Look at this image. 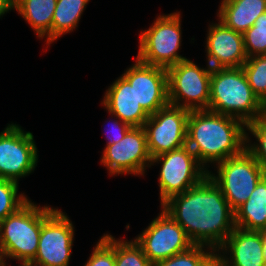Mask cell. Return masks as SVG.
Returning <instances> with one entry per match:
<instances>
[{
	"instance_id": "1",
	"label": "cell",
	"mask_w": 266,
	"mask_h": 266,
	"mask_svg": "<svg viewBox=\"0 0 266 266\" xmlns=\"http://www.w3.org/2000/svg\"><path fill=\"white\" fill-rule=\"evenodd\" d=\"M161 206L194 245L208 246L216 253L236 227L235 212L209 176L185 192L171 196Z\"/></svg>"
},
{
	"instance_id": "2",
	"label": "cell",
	"mask_w": 266,
	"mask_h": 266,
	"mask_svg": "<svg viewBox=\"0 0 266 266\" xmlns=\"http://www.w3.org/2000/svg\"><path fill=\"white\" fill-rule=\"evenodd\" d=\"M246 125L239 119L209 110L190 111L187 143L200 164L220 163L246 148Z\"/></svg>"
},
{
	"instance_id": "3",
	"label": "cell",
	"mask_w": 266,
	"mask_h": 266,
	"mask_svg": "<svg viewBox=\"0 0 266 266\" xmlns=\"http://www.w3.org/2000/svg\"><path fill=\"white\" fill-rule=\"evenodd\" d=\"M208 110L245 125L266 115L265 105L254 94L242 67L212 69Z\"/></svg>"
},
{
	"instance_id": "4",
	"label": "cell",
	"mask_w": 266,
	"mask_h": 266,
	"mask_svg": "<svg viewBox=\"0 0 266 266\" xmlns=\"http://www.w3.org/2000/svg\"><path fill=\"white\" fill-rule=\"evenodd\" d=\"M28 200L0 222V257L13 258L27 266L38 250L42 223L55 211Z\"/></svg>"
},
{
	"instance_id": "5",
	"label": "cell",
	"mask_w": 266,
	"mask_h": 266,
	"mask_svg": "<svg viewBox=\"0 0 266 266\" xmlns=\"http://www.w3.org/2000/svg\"><path fill=\"white\" fill-rule=\"evenodd\" d=\"M180 12L159 15L148 30L141 32L137 59L168 69L187 58L177 51L181 46Z\"/></svg>"
},
{
	"instance_id": "6",
	"label": "cell",
	"mask_w": 266,
	"mask_h": 266,
	"mask_svg": "<svg viewBox=\"0 0 266 266\" xmlns=\"http://www.w3.org/2000/svg\"><path fill=\"white\" fill-rule=\"evenodd\" d=\"M217 175L208 176L221 189L223 196L235 212L248 200L257 183L266 174L263 167L245 148L240 154L217 164Z\"/></svg>"
},
{
	"instance_id": "7",
	"label": "cell",
	"mask_w": 266,
	"mask_h": 266,
	"mask_svg": "<svg viewBox=\"0 0 266 266\" xmlns=\"http://www.w3.org/2000/svg\"><path fill=\"white\" fill-rule=\"evenodd\" d=\"M211 71L210 66L200 68L189 59L169 67L167 69L169 104L189 111L208 110Z\"/></svg>"
},
{
	"instance_id": "8",
	"label": "cell",
	"mask_w": 266,
	"mask_h": 266,
	"mask_svg": "<svg viewBox=\"0 0 266 266\" xmlns=\"http://www.w3.org/2000/svg\"><path fill=\"white\" fill-rule=\"evenodd\" d=\"M155 162L162 163L158 180L161 204L198 185L208 176L209 170L200 164L187 145L151 158L150 166Z\"/></svg>"
},
{
	"instance_id": "9",
	"label": "cell",
	"mask_w": 266,
	"mask_h": 266,
	"mask_svg": "<svg viewBox=\"0 0 266 266\" xmlns=\"http://www.w3.org/2000/svg\"><path fill=\"white\" fill-rule=\"evenodd\" d=\"M189 113L185 108L168 104L149 116L143 128L151 158L186 145Z\"/></svg>"
},
{
	"instance_id": "10",
	"label": "cell",
	"mask_w": 266,
	"mask_h": 266,
	"mask_svg": "<svg viewBox=\"0 0 266 266\" xmlns=\"http://www.w3.org/2000/svg\"><path fill=\"white\" fill-rule=\"evenodd\" d=\"M37 147L31 132L17 124H8L0 133V178L19 183V179L35 170Z\"/></svg>"
},
{
	"instance_id": "11",
	"label": "cell",
	"mask_w": 266,
	"mask_h": 266,
	"mask_svg": "<svg viewBox=\"0 0 266 266\" xmlns=\"http://www.w3.org/2000/svg\"><path fill=\"white\" fill-rule=\"evenodd\" d=\"M135 242L153 265L185 252L194 245L185 230L163 209L151 224L135 237Z\"/></svg>"
},
{
	"instance_id": "12",
	"label": "cell",
	"mask_w": 266,
	"mask_h": 266,
	"mask_svg": "<svg viewBox=\"0 0 266 266\" xmlns=\"http://www.w3.org/2000/svg\"><path fill=\"white\" fill-rule=\"evenodd\" d=\"M74 226L58 208L42 223L38 250L27 266H69Z\"/></svg>"
},
{
	"instance_id": "13",
	"label": "cell",
	"mask_w": 266,
	"mask_h": 266,
	"mask_svg": "<svg viewBox=\"0 0 266 266\" xmlns=\"http://www.w3.org/2000/svg\"><path fill=\"white\" fill-rule=\"evenodd\" d=\"M101 163L107 167L109 175H143L151 163L143 127H131L122 140L106 146Z\"/></svg>"
},
{
	"instance_id": "14",
	"label": "cell",
	"mask_w": 266,
	"mask_h": 266,
	"mask_svg": "<svg viewBox=\"0 0 266 266\" xmlns=\"http://www.w3.org/2000/svg\"><path fill=\"white\" fill-rule=\"evenodd\" d=\"M135 62L122 76L134 87L137 102L151 116L169 104L167 69L137 58Z\"/></svg>"
},
{
	"instance_id": "15",
	"label": "cell",
	"mask_w": 266,
	"mask_h": 266,
	"mask_svg": "<svg viewBox=\"0 0 266 266\" xmlns=\"http://www.w3.org/2000/svg\"><path fill=\"white\" fill-rule=\"evenodd\" d=\"M206 42L208 66L216 68H239L247 60L243 33L234 31L219 20L209 25Z\"/></svg>"
},
{
	"instance_id": "16",
	"label": "cell",
	"mask_w": 266,
	"mask_h": 266,
	"mask_svg": "<svg viewBox=\"0 0 266 266\" xmlns=\"http://www.w3.org/2000/svg\"><path fill=\"white\" fill-rule=\"evenodd\" d=\"M220 251H223V255ZM227 251L230 253L229 258L225 255ZM217 252L216 254L229 266H266L259 231L235 227Z\"/></svg>"
},
{
	"instance_id": "17",
	"label": "cell",
	"mask_w": 266,
	"mask_h": 266,
	"mask_svg": "<svg viewBox=\"0 0 266 266\" xmlns=\"http://www.w3.org/2000/svg\"><path fill=\"white\" fill-rule=\"evenodd\" d=\"M102 104L112 116L118 117L131 127H143L149 118L136 100L134 87L123 76L109 86Z\"/></svg>"
},
{
	"instance_id": "18",
	"label": "cell",
	"mask_w": 266,
	"mask_h": 266,
	"mask_svg": "<svg viewBox=\"0 0 266 266\" xmlns=\"http://www.w3.org/2000/svg\"><path fill=\"white\" fill-rule=\"evenodd\" d=\"M218 18L227 27L244 33L266 11V0H222Z\"/></svg>"
},
{
	"instance_id": "19",
	"label": "cell",
	"mask_w": 266,
	"mask_h": 266,
	"mask_svg": "<svg viewBox=\"0 0 266 266\" xmlns=\"http://www.w3.org/2000/svg\"><path fill=\"white\" fill-rule=\"evenodd\" d=\"M235 226L249 231L266 229V174L248 200L235 211Z\"/></svg>"
},
{
	"instance_id": "20",
	"label": "cell",
	"mask_w": 266,
	"mask_h": 266,
	"mask_svg": "<svg viewBox=\"0 0 266 266\" xmlns=\"http://www.w3.org/2000/svg\"><path fill=\"white\" fill-rule=\"evenodd\" d=\"M57 0H15L14 9L30 24L39 38L51 44V28Z\"/></svg>"
},
{
	"instance_id": "21",
	"label": "cell",
	"mask_w": 266,
	"mask_h": 266,
	"mask_svg": "<svg viewBox=\"0 0 266 266\" xmlns=\"http://www.w3.org/2000/svg\"><path fill=\"white\" fill-rule=\"evenodd\" d=\"M90 0H57L52 19L51 43L77 27Z\"/></svg>"
},
{
	"instance_id": "22",
	"label": "cell",
	"mask_w": 266,
	"mask_h": 266,
	"mask_svg": "<svg viewBox=\"0 0 266 266\" xmlns=\"http://www.w3.org/2000/svg\"><path fill=\"white\" fill-rule=\"evenodd\" d=\"M247 81L254 94L266 104V55L247 58L242 66Z\"/></svg>"
},
{
	"instance_id": "23",
	"label": "cell",
	"mask_w": 266,
	"mask_h": 266,
	"mask_svg": "<svg viewBox=\"0 0 266 266\" xmlns=\"http://www.w3.org/2000/svg\"><path fill=\"white\" fill-rule=\"evenodd\" d=\"M204 248L209 250L205 251ZM215 255L216 252L212 248L203 245H193L187 251L156 262L153 266H206Z\"/></svg>"
},
{
	"instance_id": "24",
	"label": "cell",
	"mask_w": 266,
	"mask_h": 266,
	"mask_svg": "<svg viewBox=\"0 0 266 266\" xmlns=\"http://www.w3.org/2000/svg\"><path fill=\"white\" fill-rule=\"evenodd\" d=\"M115 266H153L135 242L115 239Z\"/></svg>"
},
{
	"instance_id": "25",
	"label": "cell",
	"mask_w": 266,
	"mask_h": 266,
	"mask_svg": "<svg viewBox=\"0 0 266 266\" xmlns=\"http://www.w3.org/2000/svg\"><path fill=\"white\" fill-rule=\"evenodd\" d=\"M18 182L0 178V222L16 212L29 199L18 194Z\"/></svg>"
},
{
	"instance_id": "26",
	"label": "cell",
	"mask_w": 266,
	"mask_h": 266,
	"mask_svg": "<svg viewBox=\"0 0 266 266\" xmlns=\"http://www.w3.org/2000/svg\"><path fill=\"white\" fill-rule=\"evenodd\" d=\"M247 57L266 55V11L243 33Z\"/></svg>"
},
{
	"instance_id": "27",
	"label": "cell",
	"mask_w": 266,
	"mask_h": 266,
	"mask_svg": "<svg viewBox=\"0 0 266 266\" xmlns=\"http://www.w3.org/2000/svg\"><path fill=\"white\" fill-rule=\"evenodd\" d=\"M246 130L251 132L257 139L256 144L255 142L254 144L249 143L251 140L248 137L249 134L246 133V149L254 156L266 172V115L248 123Z\"/></svg>"
},
{
	"instance_id": "28",
	"label": "cell",
	"mask_w": 266,
	"mask_h": 266,
	"mask_svg": "<svg viewBox=\"0 0 266 266\" xmlns=\"http://www.w3.org/2000/svg\"><path fill=\"white\" fill-rule=\"evenodd\" d=\"M84 266H115V238L104 234Z\"/></svg>"
},
{
	"instance_id": "29",
	"label": "cell",
	"mask_w": 266,
	"mask_h": 266,
	"mask_svg": "<svg viewBox=\"0 0 266 266\" xmlns=\"http://www.w3.org/2000/svg\"><path fill=\"white\" fill-rule=\"evenodd\" d=\"M115 119H117V120H114V122L110 126L111 131H110V129L108 130L112 134H110V135H108V137H106L108 140L106 146L112 145V144L122 140L123 137L125 136L126 132L131 128V126L129 124L121 121L118 117H116Z\"/></svg>"
},
{
	"instance_id": "30",
	"label": "cell",
	"mask_w": 266,
	"mask_h": 266,
	"mask_svg": "<svg viewBox=\"0 0 266 266\" xmlns=\"http://www.w3.org/2000/svg\"><path fill=\"white\" fill-rule=\"evenodd\" d=\"M15 0H0V18L9 10H14Z\"/></svg>"
},
{
	"instance_id": "31",
	"label": "cell",
	"mask_w": 266,
	"mask_h": 266,
	"mask_svg": "<svg viewBox=\"0 0 266 266\" xmlns=\"http://www.w3.org/2000/svg\"><path fill=\"white\" fill-rule=\"evenodd\" d=\"M206 266H224V261L216 254Z\"/></svg>"
},
{
	"instance_id": "32",
	"label": "cell",
	"mask_w": 266,
	"mask_h": 266,
	"mask_svg": "<svg viewBox=\"0 0 266 266\" xmlns=\"http://www.w3.org/2000/svg\"><path fill=\"white\" fill-rule=\"evenodd\" d=\"M259 232L263 241V257L266 263V229L260 230Z\"/></svg>"
},
{
	"instance_id": "33",
	"label": "cell",
	"mask_w": 266,
	"mask_h": 266,
	"mask_svg": "<svg viewBox=\"0 0 266 266\" xmlns=\"http://www.w3.org/2000/svg\"><path fill=\"white\" fill-rule=\"evenodd\" d=\"M0 266H6L5 258L3 257H0Z\"/></svg>"
}]
</instances>
